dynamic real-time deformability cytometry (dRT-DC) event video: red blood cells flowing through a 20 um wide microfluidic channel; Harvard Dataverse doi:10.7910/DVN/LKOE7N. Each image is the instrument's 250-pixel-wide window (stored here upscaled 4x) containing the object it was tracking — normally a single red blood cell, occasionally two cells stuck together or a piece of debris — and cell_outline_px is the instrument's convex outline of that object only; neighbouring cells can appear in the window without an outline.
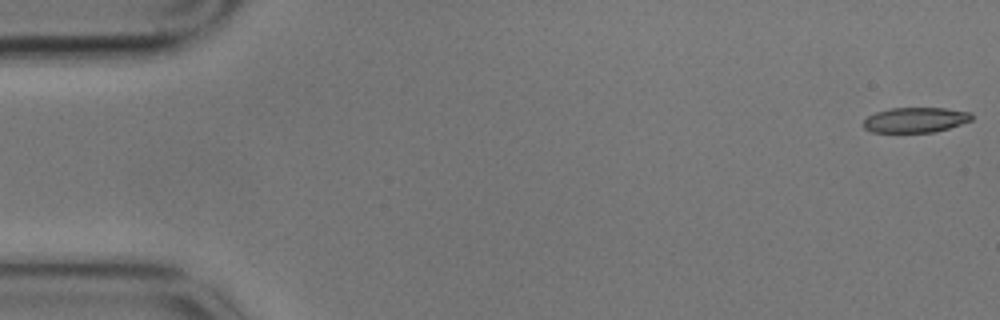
{"species": "common noctule bat (a hibernating species)", "species_latin": "Nyctalus noctula", "temperature_condition": "cold", "stored_images_in_passage": 3, "camera_frame_rate_fps": 3000, "um_per_image_px": 0.085, "animal": {"sex": "male", "body_mass_g": 17.9}, "frame": {"image": 1, "passage_image": 1, "time_ms": 0.0, "image_size_px": [1000, 320], "cell_outline_px": [[972, 120], [936, 132], [872, 132], [864, 128], [864, 120], [868, 116], [876, 112], [888, 108], [944, 108], [972, 112]], "centroid_in_image_um": [77.82, 10.19], "position_along_channel_um": 7.2, "area_um2": 15.84}}